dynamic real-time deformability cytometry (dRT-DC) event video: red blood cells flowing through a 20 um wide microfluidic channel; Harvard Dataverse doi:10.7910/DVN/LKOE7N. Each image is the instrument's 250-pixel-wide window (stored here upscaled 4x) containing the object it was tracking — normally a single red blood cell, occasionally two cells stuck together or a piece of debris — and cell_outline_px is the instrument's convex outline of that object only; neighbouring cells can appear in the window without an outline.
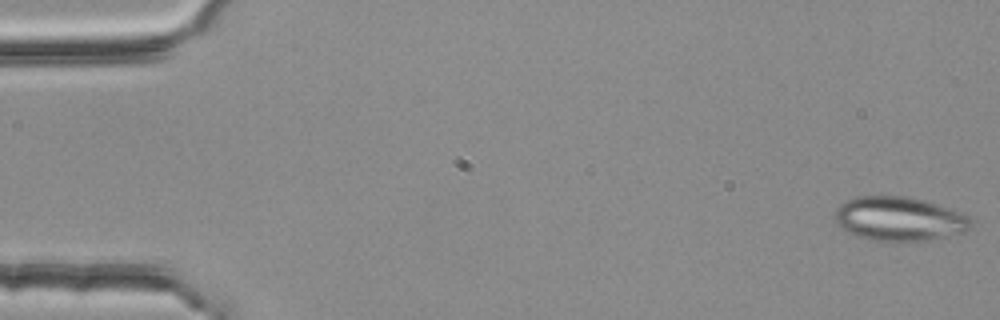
{"species": "common noctule bat (a hibernating species)", "species_latin": "Nyctalus noctula", "temperature_condition": "room temperature", "stored_images_in_passage": 54, "camera_frame_rate_fps": 3000, "um_per_image_px": 0.085, "animal": {"sex": "female", "body_mass_g": 25.1}, "frame": {"image": 1, "passage_image": 1, "time_ms": 0.0, "image_size_px": [1000, 320], "cell_outline_px": [[972, 224], [964, 232], [928, 240], [868, 240], [856, 236], [848, 232], [836, 224], [836, 208], [840, 204], [856, 196], [908, 196], [924, 200], [960, 212], [968, 216], [972, 220]], "centroid_in_image_um": [76.41, 18.59], "position_along_channel_um": 8.6, "area_um2": 34.68}}
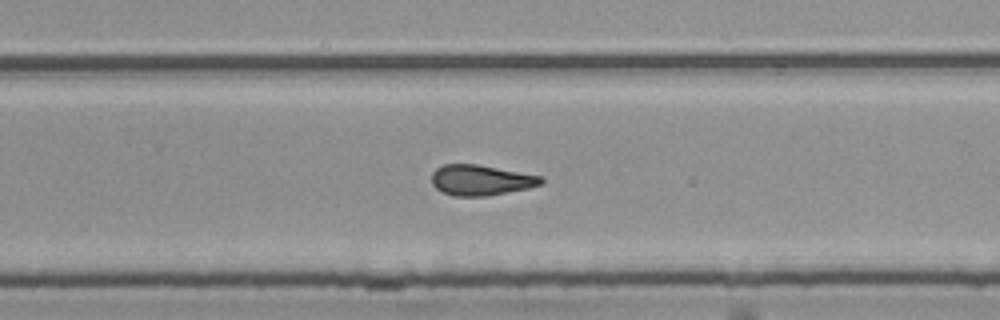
{"frame": {"image": 2, "passage_image": 35, "time_ms": 11.333, "image_size_px": [1000, 320], "cell_outline_px": [[544, 184], [528, 188], [488, 196], [452, 196], [436, 188], [432, 184], [432, 172], [436, 168], [444, 164], [476, 164], [544, 176]], "centroid_in_image_um": [40.9, 15.31], "position_along_channel_um": 288.9, "area_um2": 19.59}}
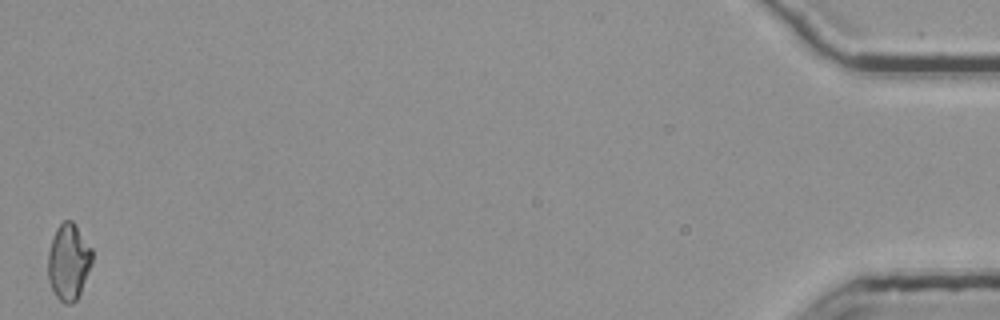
{"frame": {"image": 3, "passage_image": 54, "time_ms": 17.667, "image_size_px": [1000, 320], "cell_outline_px": [[92, 264], [80, 292], [76, 300], [72, 304], [64, 304], [56, 296], [48, 280], [48, 252], [56, 228], [64, 220], [72, 220], [92, 248]], "centroid_in_image_um": [5.83, 22.26], "position_along_channel_um": 429.4, "area_um2": 19.59}, "authors_computed_cell_mechanics": {"area_um2": 20.0566, "velocity_mm_per_s": 3.7666, "shape_relaxation_time_tau1_ms": null, "shape_relaxation_time_tau2_ms": 2.4031, "deformation_change_tau1": null, "deformation_change_tau2": 0.1116}}